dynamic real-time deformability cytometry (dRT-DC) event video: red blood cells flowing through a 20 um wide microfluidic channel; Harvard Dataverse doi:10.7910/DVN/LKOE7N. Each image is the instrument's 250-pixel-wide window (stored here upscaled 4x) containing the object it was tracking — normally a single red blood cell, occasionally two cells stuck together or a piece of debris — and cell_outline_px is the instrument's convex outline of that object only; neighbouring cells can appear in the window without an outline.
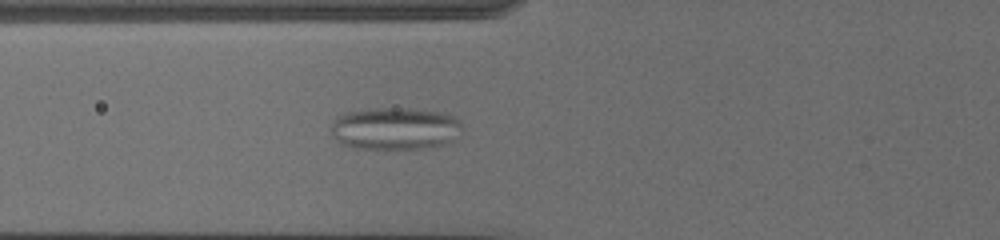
{"species": "common noctule bat (a hibernating species)", "species_latin": "Nyctalus noctula", "temperature_condition": "cold", "stored_images_in_passage": 39, "camera_frame_rate_fps": 3000, "um_per_image_px": 0.085, "animal": {"sex": "female", "body_mass_g": 19.5, "forearm_length_mm": 54.1}, "frame": {"image": 1, "passage_image": 6, "time_ms": 1.667, "image_size_px": [1000, 240], "cell_outline_px": [[460, 124], [456, 140], [444, 144], [424, 148], [352, 148], [340, 144], [332, 136], [332, 124], [336, 116], [344, 112], [376, 108], [412, 108], [444, 112], [452, 116]], "centroid_in_image_um": [33.53, 10.92], "position_along_channel_um": 92.3, "area_um2": 32.43}}
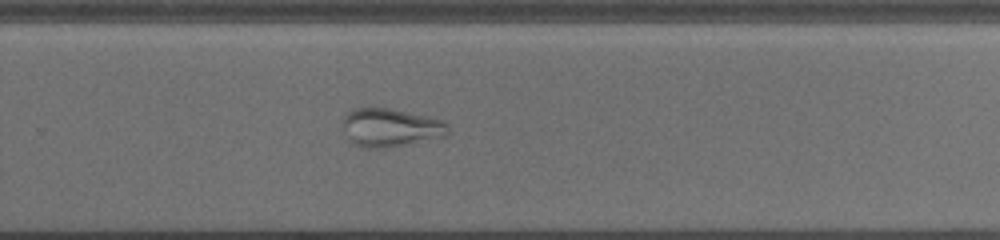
{"frame": {"image": 2, "passage_image": 22, "time_ms": 7.0, "image_size_px": [1000, 240], "cell_outline_px": [[448, 136], [388, 148], [364, 148], [352, 144], [348, 140], [340, 124], [344, 116], [352, 108], [368, 104], [388, 108], [424, 116], [440, 120], [448, 124]], "centroid_in_image_um": [33.09, 10.83], "position_along_channel_um": 296.7, "area_um2": 24.28}}
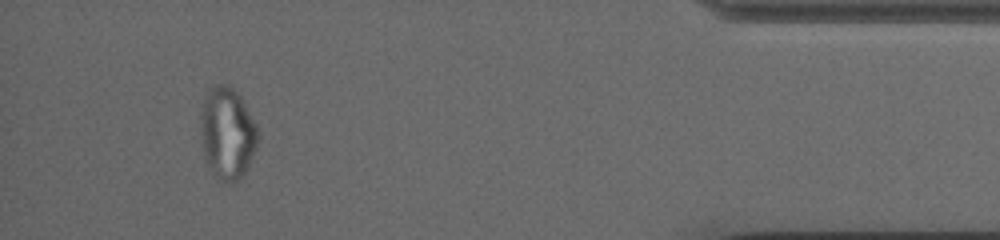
{"frame": {"image": 3, "passage_image": 35, "time_ms": 11.333, "image_size_px": [1000, 240], "cell_outline_px": [[260, 132], [256, 148], [244, 176], [232, 184], [228, 184], [208, 164], [204, 156], [200, 136], [200, 116], [204, 96], [216, 84], [228, 84], [240, 96], [256, 124]], "centroid_in_image_um": [19.33, 11.31], "position_along_channel_um": 415.9, "area_um2": 30.63}}